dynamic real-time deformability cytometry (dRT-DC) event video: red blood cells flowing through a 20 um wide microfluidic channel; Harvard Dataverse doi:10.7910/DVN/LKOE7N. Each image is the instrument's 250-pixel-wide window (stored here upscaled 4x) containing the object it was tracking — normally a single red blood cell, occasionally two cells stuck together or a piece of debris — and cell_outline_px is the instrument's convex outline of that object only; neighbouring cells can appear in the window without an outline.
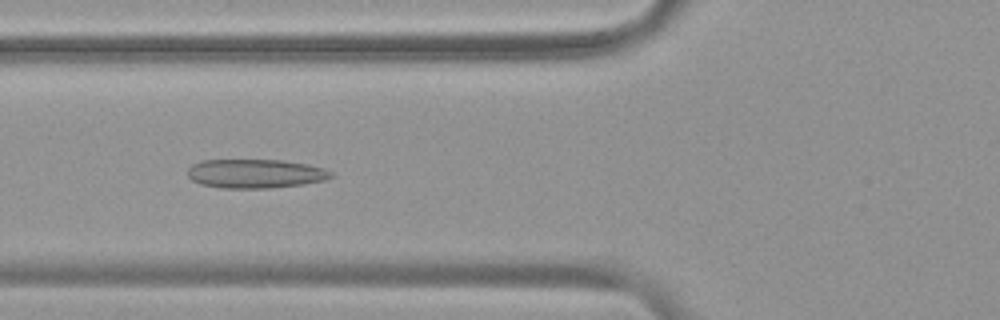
{"species": "common noctule bat (a hibernating species)", "species_latin": "Nyctalus noctula", "temperature_condition": "warm", "stored_images_in_passage": 49, "camera_frame_rate_fps": 3000, "um_per_image_px": 0.085, "animal": {"sex": "female", "body_mass_g": 19.9}, "frame": {"image": 1, "passage_image": 16, "time_ms": 5.0, "image_size_px": [1000, 320], "cell_outline_px": [[332, 176], [324, 180], [304, 184], [272, 188], [224, 188], [200, 184], [192, 180], [188, 176], [188, 168], [192, 164], [204, 160], [284, 160], [308, 164], [324, 168], [332, 172]], "centroid_in_image_um": [21.71, 14.75], "position_along_channel_um": 104.1, "area_um2": 24.28}}
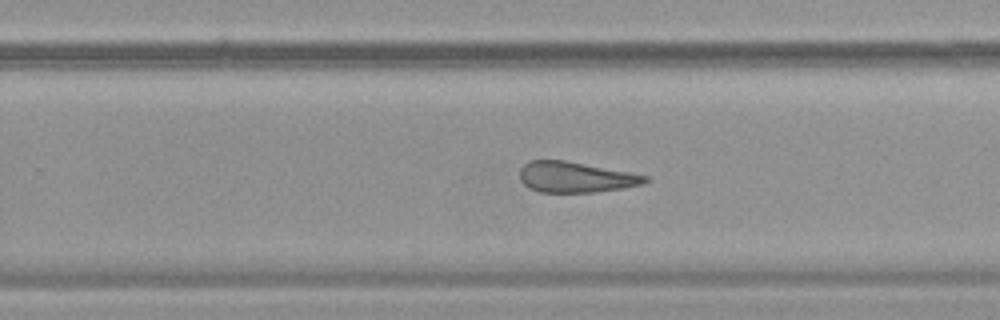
{"frame": {"image": 2, "passage_image": 30, "time_ms": 9.667, "image_size_px": [1000, 320], "cell_outline_px": [[648, 180], [644, 184], [596, 192], [540, 192], [528, 188], [520, 180], [520, 168], [528, 160], [564, 160], [628, 172], [648, 176]], "centroid_in_image_um": [48.87, 15.06], "position_along_channel_um": 280.9, "area_um2": 22.25}}
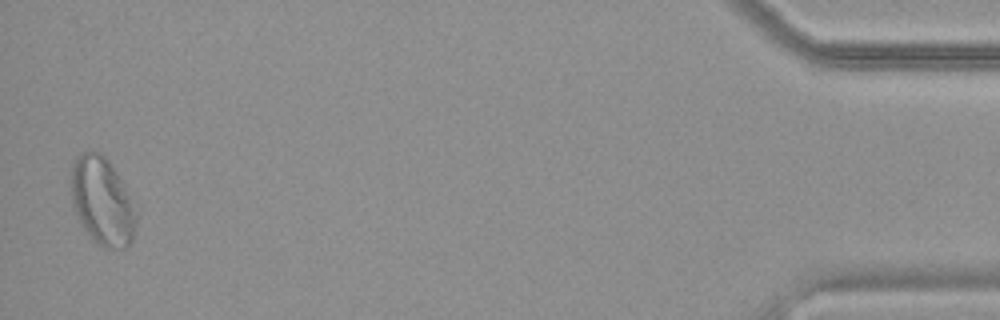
{"frame": {"image": 3, "passage_image": 48, "time_ms": 15.667, "image_size_px": [1000, 320], "cell_outline_px": [[140, 204], [136, 224], [132, 240], [124, 248], [104, 248], [92, 240], [84, 228], [72, 204], [72, 160], [84, 152], [100, 152], [104, 156]], "centroid_in_image_um": [8.77, 17.12], "position_along_channel_um": 426.4, "area_um2": 33.87}, "authors_computed_cell_mechanics": {"area_um2": 26.299, "velocity_mm_per_s": 3.7912, "shape_relaxation_time_tau1_ms": null, "shape_relaxation_time_tau2_ms": 4.0233, "deformation_change_tau1": null, "deformation_change_tau2": 0.1459}}